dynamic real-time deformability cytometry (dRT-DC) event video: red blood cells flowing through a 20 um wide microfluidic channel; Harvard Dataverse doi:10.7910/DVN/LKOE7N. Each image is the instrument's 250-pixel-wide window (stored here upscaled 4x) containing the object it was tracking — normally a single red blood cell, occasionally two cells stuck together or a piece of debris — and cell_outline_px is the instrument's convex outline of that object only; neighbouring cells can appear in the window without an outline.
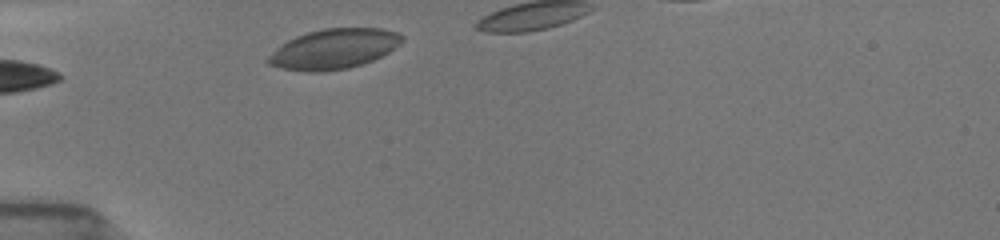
{"species": "common noctule bat (a hibernating species)", "species_latin": "Nyctalus noctula", "temperature_condition": "room temperature", "stored_images_in_passage": 16, "camera_frame_rate_fps": 3000, "um_per_image_px": 0.085, "animal": {"sex": "female", "body_mass_g": 19.5, "forearm_length_mm": 54.1}, "frame": {"image": 1, "passage_image": 1, "time_ms": 0.0, "image_size_px": [1000, 240], "cell_outline_px": [[404, 36], [400, 44], [388, 52], [372, 60], [348, 68], [324, 72], [304, 72], [280, 68], [268, 64], [264, 60], [280, 44], [296, 36], [308, 32], [324, 28], [384, 28], [396, 32]], "centroid_in_image_um": [28.33, 4.16], "position_along_channel_um": 56.7, "area_um2": 31.33}}